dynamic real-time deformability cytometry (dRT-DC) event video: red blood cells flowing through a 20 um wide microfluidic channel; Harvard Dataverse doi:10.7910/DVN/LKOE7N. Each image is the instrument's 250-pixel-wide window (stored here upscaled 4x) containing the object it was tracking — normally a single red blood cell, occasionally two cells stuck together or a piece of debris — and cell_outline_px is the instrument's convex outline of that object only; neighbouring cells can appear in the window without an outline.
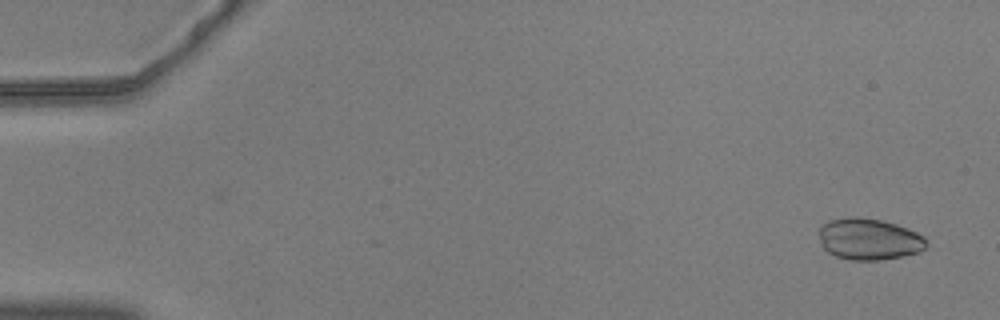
{"species": "common noctule bat (a hibernating species)", "species_latin": "Nyctalus noctula", "temperature_condition": "warm", "stored_images_in_passage": 19, "camera_frame_rate_fps": 3000, "um_per_image_px": 0.085, "animal": {"sex": "male", "body_mass_g": 20.5, "forearm_length_mm": 52.5}, "frame": {"image": 1, "passage_image": 3, "time_ms": 0.667, "image_size_px": [1000, 320], "cell_outline_px": [[928, 244], [920, 252], [880, 260], [852, 260], [836, 256], [828, 252], [820, 244], [820, 228], [828, 220], [852, 216], [860, 216], [880, 220], [896, 224], [908, 228], [924, 236]], "centroid_in_image_um": [73.87, 20.31], "position_along_channel_um": 11.1, "area_um2": 26.01}}
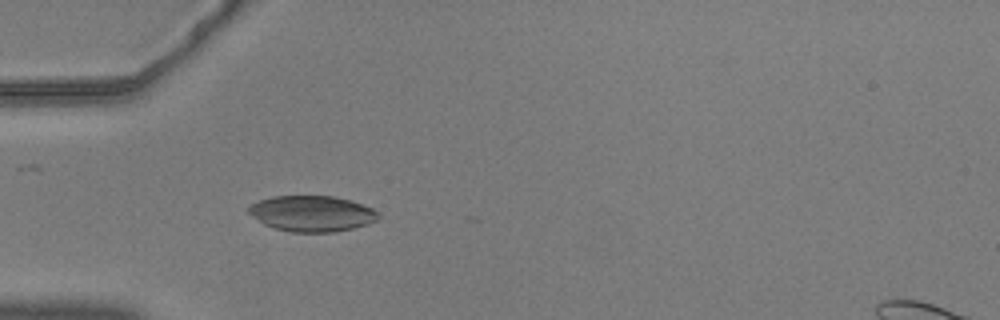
{"frame": {"image": 2, "passage_image": 18, "time_ms": 5.667, "image_size_px": [1000, 320], "cell_outline_px": [[380, 220], [368, 224], [352, 228], [332, 232], [292, 232], [276, 228], [264, 224], [248, 212], [244, 208], [260, 200], [272, 196], [336, 196], [352, 200], [372, 208], [380, 212]], "centroid_in_image_um": [26.56, 18.14], "position_along_channel_um": 58.4, "area_um2": 27.22}}